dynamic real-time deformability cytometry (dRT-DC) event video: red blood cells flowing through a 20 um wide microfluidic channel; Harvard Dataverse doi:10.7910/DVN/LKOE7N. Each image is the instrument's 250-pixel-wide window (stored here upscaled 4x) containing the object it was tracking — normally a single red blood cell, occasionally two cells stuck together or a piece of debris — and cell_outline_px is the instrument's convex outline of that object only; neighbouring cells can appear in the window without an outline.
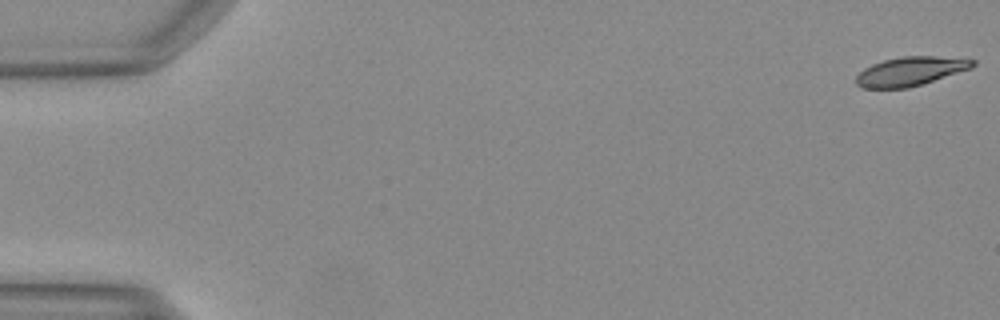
{"species": "Egyptian fruit bat (a non-hibernating species)", "species_latin": "Rousettus aegyptiacus", "temperature_condition": "warm", "stored_images_in_passage": 50, "camera_frame_rate_fps": 3000, "um_per_image_px": 0.085, "animal": {"sex": "female"}, "frame": {"image": 1, "passage_image": 1, "time_ms": 0.0, "image_size_px": [1000, 320], "cell_outline_px": [[976, 64], [972, 68], [908, 88], [860, 88], [856, 84], [856, 76], [864, 68], [872, 64], [884, 60], [904, 56], [936, 56], [976, 60]], "centroid_in_image_um": [77.37, 6.06], "position_along_channel_um": 7.6, "area_um2": 19.54}}
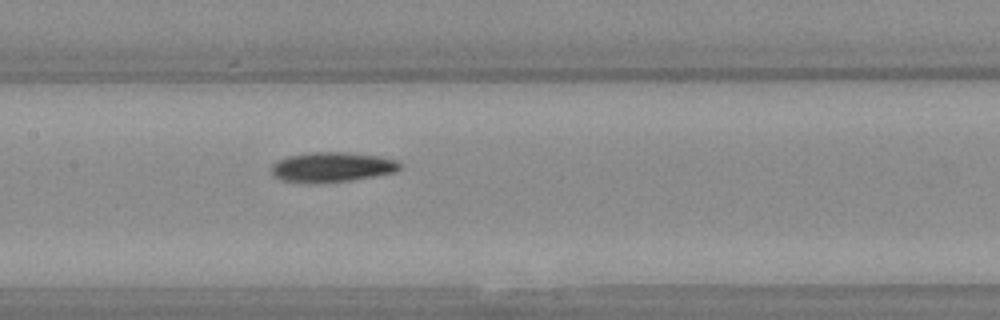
{"frame": {"image": 2, "passage_image": 25, "time_ms": 8.0, "image_size_px": [1000, 320], "cell_outline_px": [[400, 168], [396, 172], [348, 180], [280, 180], [272, 176], [272, 164], [288, 156], [308, 152], [348, 152], [380, 156], [400, 160]], "centroid_in_image_um": [28.28, 14.14], "position_along_channel_um": 179.1, "area_um2": 21.56}}
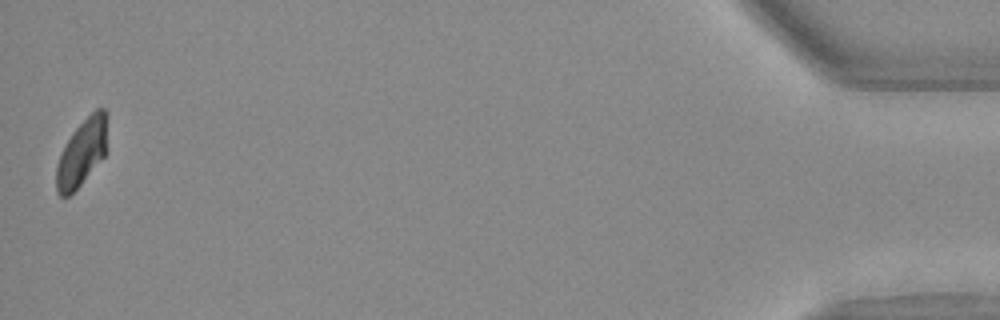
{"frame": {"image": 3, "passage_image": 50, "time_ms": 16.333, "image_size_px": [1000, 320], "cell_outline_px": [[108, 116], [104, 156], [80, 184], [68, 196], [60, 196], [56, 188], [56, 168], [60, 156], [72, 132], [96, 108], [104, 108], [108, 112]], "centroid_in_image_um": [6.98, 12.92], "position_along_channel_um": 428.2, "area_um2": 19.36}}